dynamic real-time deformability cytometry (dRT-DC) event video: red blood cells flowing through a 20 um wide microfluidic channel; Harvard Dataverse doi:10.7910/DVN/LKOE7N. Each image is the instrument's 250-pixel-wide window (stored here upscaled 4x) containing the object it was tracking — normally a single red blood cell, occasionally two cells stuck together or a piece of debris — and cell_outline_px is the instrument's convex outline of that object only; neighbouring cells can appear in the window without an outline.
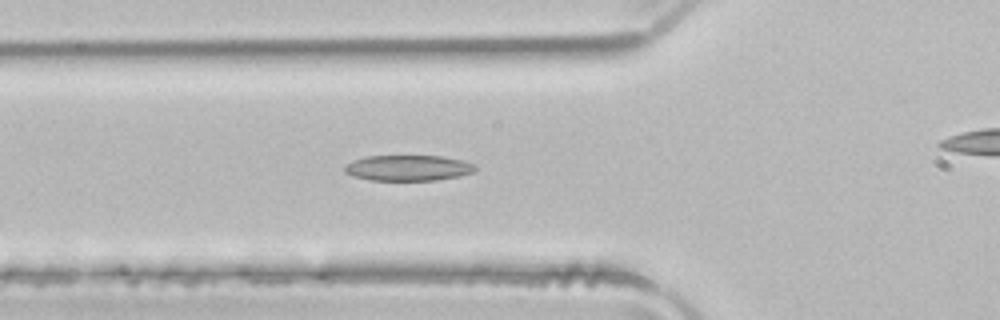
{"species": "common noctule bat (a hibernating species)", "species_latin": "Nyctalus noctula", "temperature_condition": "room temperature", "stored_images_in_passage": 19, "camera_frame_rate_fps": 3000, "um_per_image_px": 0.085, "animal": {"sex": "male", "body_mass_g": 21.5, "forearm_length_mm": 52.0}, "frame": {"image": 1, "passage_image": 7, "time_ms": 2.0, "image_size_px": [1000, 320], "cell_outline_px": [[476, 168], [472, 172], [460, 176], [436, 180], [368, 180], [352, 176], [344, 172], [344, 164], [352, 160], [368, 156], [444, 156], [464, 160], [476, 164]], "centroid_in_image_um": [34.68, 14.27], "position_along_channel_um": 91.1, "area_um2": 19.77}}
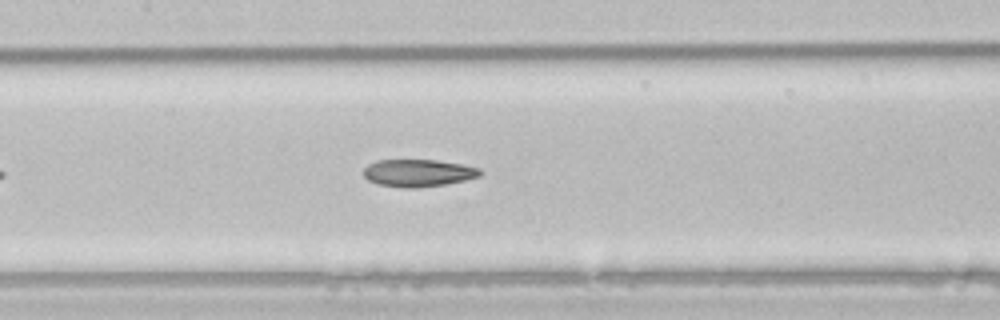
{"frame": {"image": 2, "passage_image": 13, "time_ms": 4.0, "image_size_px": [1000, 320], "cell_outline_px": [[480, 176], [464, 180], [444, 184], [420, 188], [400, 188], [380, 184], [368, 180], [364, 176], [364, 168], [368, 164], [376, 160], [436, 160], [460, 164], [480, 168]], "centroid_in_image_um": [35.51, 14.7], "position_along_channel_um": 171.9, "area_um2": 18.5}}
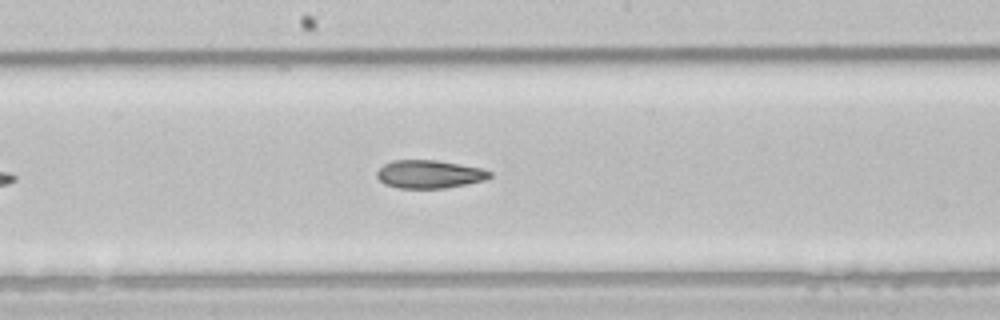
{"frame": {"image": 3, "passage_image": 16, "time_ms": 5.0, "image_size_px": [1000, 320], "cell_outline_px": [[492, 176], [484, 180], [444, 188], [400, 188], [384, 184], [376, 176], [376, 172], [384, 164], [392, 160], [436, 160], [460, 164], [480, 168], [492, 172]], "centroid_in_image_um": [36.47, 14.8], "position_along_channel_um": 211.7, "area_um2": 18.38}}